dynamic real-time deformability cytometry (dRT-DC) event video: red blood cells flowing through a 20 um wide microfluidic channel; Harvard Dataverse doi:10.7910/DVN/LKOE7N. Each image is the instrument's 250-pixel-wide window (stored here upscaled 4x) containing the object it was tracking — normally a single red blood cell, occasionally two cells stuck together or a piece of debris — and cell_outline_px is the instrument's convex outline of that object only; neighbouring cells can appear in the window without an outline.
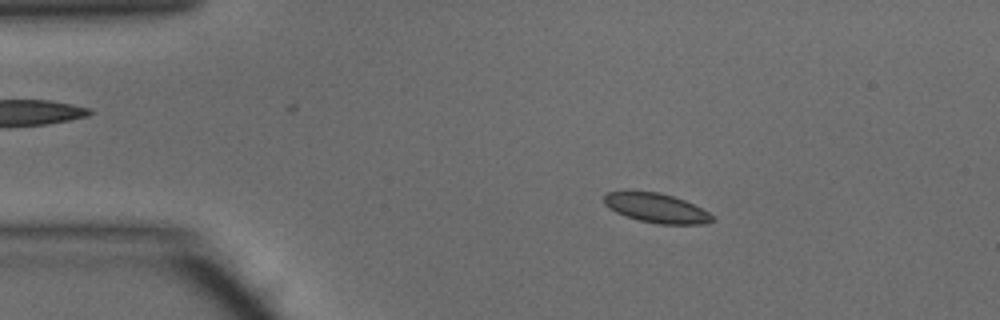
{"species": "common noctule bat (a hibernating species)", "species_latin": "Nyctalus noctula", "temperature_condition": "warm", "stored_images_in_passage": 48, "camera_frame_rate_fps": 3000, "um_per_image_px": 0.085, "animal": {"sex": "male", "body_mass_g": 15.6}, "frame": {"image": 1, "passage_image": 8, "time_ms": 2.333, "image_size_px": [1000, 320], "cell_outline_px": [[716, 220], [704, 224], [660, 224], [640, 220], [616, 212], [608, 208], [604, 204], [604, 196], [608, 192], [628, 188], [660, 192], [684, 200], [708, 212]], "centroid_in_image_um": [55.72, 17.63], "position_along_channel_um": 29.3, "area_um2": 18.9}}
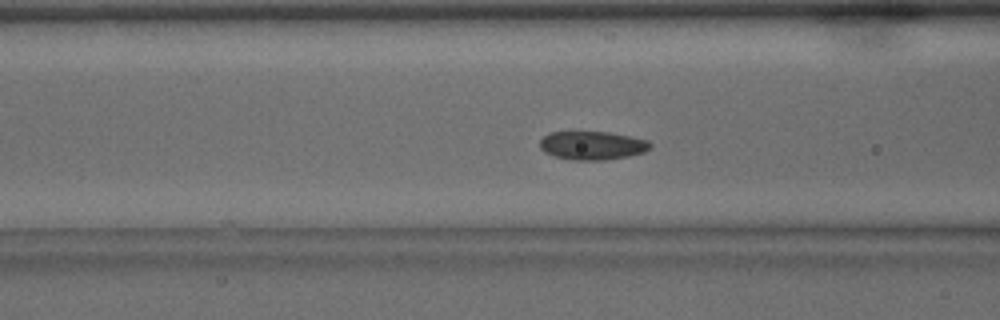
{"frame": {"image": 2, "passage_image": 18, "time_ms": 5.667, "image_size_px": [1000, 320], "cell_outline_px": [[652, 144], [644, 152], [628, 156], [604, 160], [572, 160], [556, 156], [544, 152], [540, 148], [540, 140], [548, 132], [608, 132], [648, 140]], "centroid_in_image_um": [50.32, 12.36], "position_along_channel_um": 116.3, "area_um2": 18.21}}
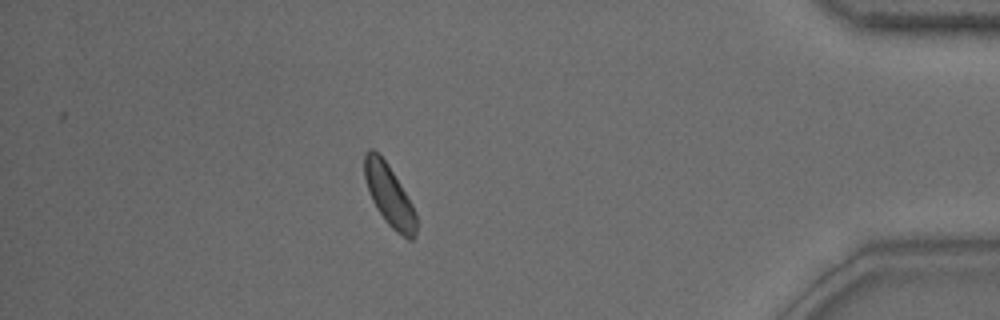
{"frame": {"image": 3, "passage_image": 42, "time_ms": 13.667, "image_size_px": [1000, 320], "cell_outline_px": [[416, 236], [412, 240], [408, 240], [396, 232], [384, 220], [376, 208], [368, 192], [364, 180], [364, 152], [368, 148], [372, 148], [388, 164], [412, 204], [416, 212]], "centroid_in_image_um": [33.07, 16.62], "position_along_channel_um": 402.1, "area_um2": 18.61}, "authors_computed_cell_mechanics": {"area_um2": 18.4382, "velocity_mm_per_s": 4.1345, "shape_relaxation_time_tau1_ms": null, "shape_relaxation_time_tau2_ms": 5.3859, "deformation_change_tau1": null, "deformation_change_tau2": 0.0905}}